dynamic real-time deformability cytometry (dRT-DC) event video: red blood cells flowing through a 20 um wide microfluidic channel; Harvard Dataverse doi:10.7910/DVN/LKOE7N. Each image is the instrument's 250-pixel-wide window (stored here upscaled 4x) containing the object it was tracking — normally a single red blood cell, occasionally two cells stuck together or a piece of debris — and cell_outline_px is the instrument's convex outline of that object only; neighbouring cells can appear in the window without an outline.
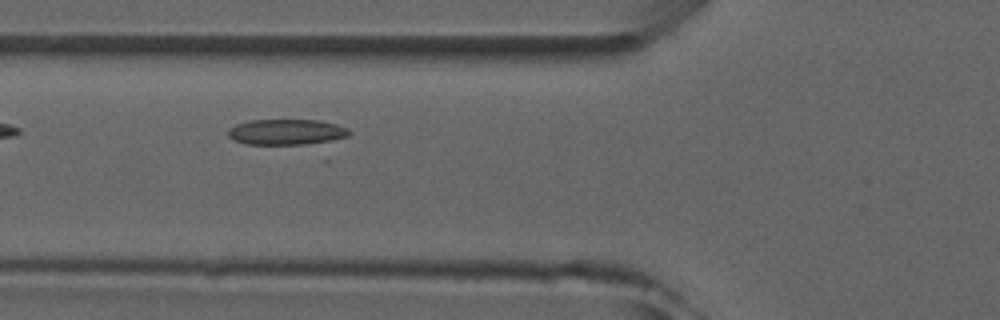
{"species": "common noctule bat (a hibernating species)", "species_latin": "Nyctalus noctula", "temperature_condition": "room temperature", "stored_images_in_passage": 5, "camera_frame_rate_fps": 3000, "um_per_image_px": 0.085, "animal": {"sex": "male", "forearm_length_mm": 52.5}, "frame": {"image": 1, "passage_image": 4, "time_ms": 3.667, "image_size_px": [1000, 320], "cell_outline_px": [[352, 132], [348, 136], [324, 144], [248, 144], [232, 140], [228, 136], [228, 128], [236, 124], [248, 120], [320, 120], [336, 124], [348, 128]], "centroid_in_image_um": [24.4, 11.23], "position_along_channel_um": 101.4, "area_um2": 18.55}}
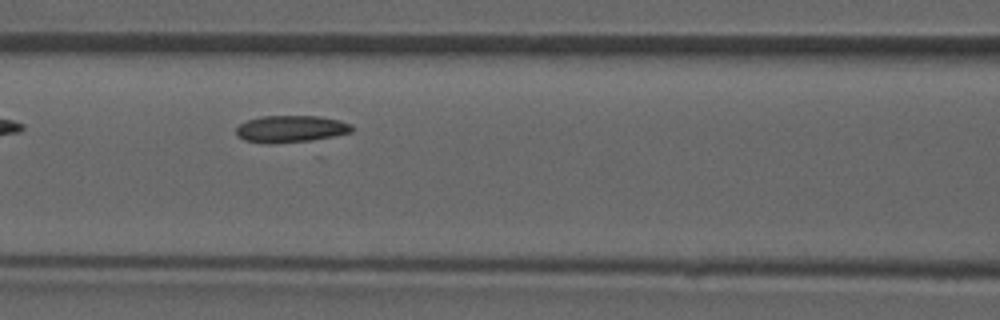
{"frame": {"image": 2, "passage_image": 5, "time_ms": 4.667, "image_size_px": [1000, 320], "cell_outline_px": [[352, 132], [320, 140], [268, 144], [244, 140], [236, 136], [236, 128], [240, 124], [248, 120], [260, 116], [320, 116], [340, 120], [352, 124]], "centroid_in_image_um": [24.75, 10.97], "position_along_channel_um": 141.9, "area_um2": 18.55}}